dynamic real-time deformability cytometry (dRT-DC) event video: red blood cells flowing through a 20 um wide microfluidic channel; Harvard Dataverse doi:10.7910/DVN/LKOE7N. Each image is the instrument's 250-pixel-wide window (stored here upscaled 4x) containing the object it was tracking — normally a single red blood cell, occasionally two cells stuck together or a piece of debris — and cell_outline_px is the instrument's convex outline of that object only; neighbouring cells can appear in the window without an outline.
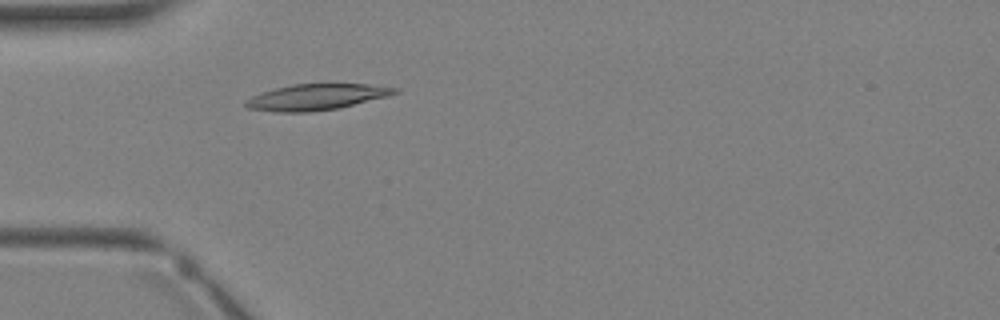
{"species": "Egyptian fruit bat (a non-hibernating species)", "species_latin": "Rousettus aegyptiacus", "temperature_condition": "warm", "stored_images_in_passage": 4, "camera_frame_rate_fps": 3000, "um_per_image_px": 0.085, "animal": {"sex": "female"}, "frame": {"image": 1, "passage_image": 4, "time_ms": 3.667, "image_size_px": [1000, 320], "cell_outline_px": [[400, 92], [388, 96], [340, 108], [308, 112], [276, 112], [248, 108], [244, 104], [244, 100], [260, 92], [292, 84], [368, 84], [396, 88]], "centroid_in_image_um": [26.87, 8.25], "position_along_channel_um": 58.1, "area_um2": 22.6}}